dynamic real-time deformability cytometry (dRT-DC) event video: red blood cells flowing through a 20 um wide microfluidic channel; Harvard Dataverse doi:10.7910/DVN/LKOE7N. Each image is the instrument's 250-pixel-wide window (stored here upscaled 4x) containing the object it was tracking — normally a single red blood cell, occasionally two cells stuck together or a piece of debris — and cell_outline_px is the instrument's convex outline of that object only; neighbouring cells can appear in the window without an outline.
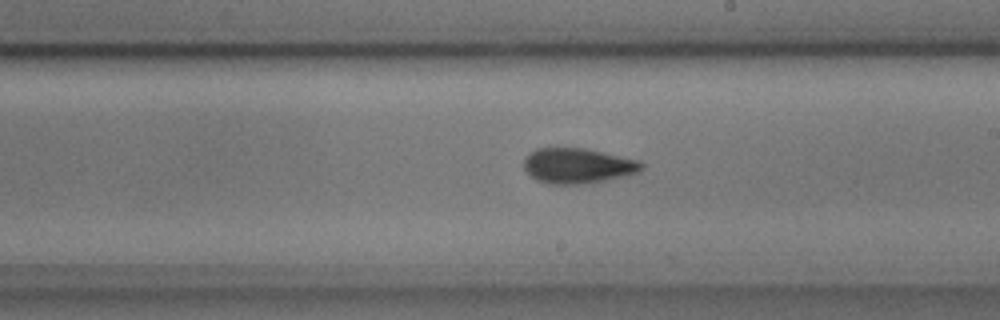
{"species": "common noctule bat (a hibernating species)", "species_latin": "Nyctalus noctula", "temperature_condition": "cold", "stored_images_in_passage": 8, "segment_of_instrument_passage": [2, 2], "camera_frame_rate_fps": 3000, "um_per_image_px": 0.085, "animal": {"sex": "male", "body_mass_g": 17.9, "forearm_length_mm": 54.2}, "frame": {"image": 1, "passage_image": 8, "time_ms": 2.333, "image_size_px": [1000, 320], "cell_outline_px": [[644, 168], [640, 172], [604, 180], [580, 184], [544, 184], [536, 180], [524, 168], [524, 160], [536, 148], [584, 148], [640, 160], [644, 164]], "centroid_in_image_um": [49.13, 14.09], "position_along_channel_um": 239.9, "area_um2": 24.04}}